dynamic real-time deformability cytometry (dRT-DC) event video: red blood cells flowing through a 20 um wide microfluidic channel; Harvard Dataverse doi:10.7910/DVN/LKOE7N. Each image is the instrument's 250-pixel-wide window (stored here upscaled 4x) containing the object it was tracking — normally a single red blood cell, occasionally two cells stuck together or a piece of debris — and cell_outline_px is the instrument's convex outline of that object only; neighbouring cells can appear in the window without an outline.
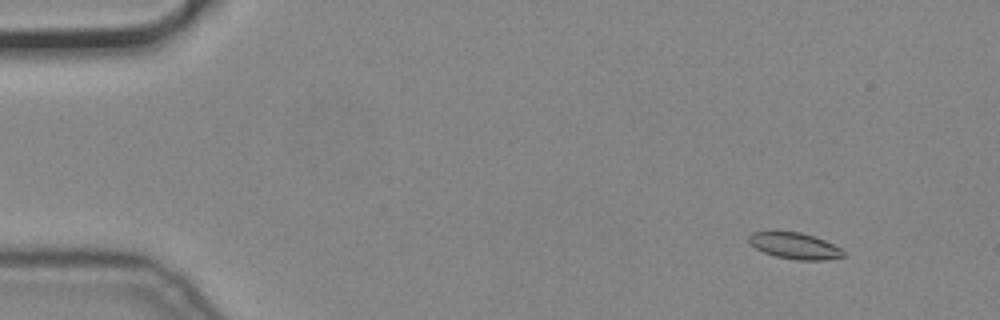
{"species": "common noctule bat (a hibernating species)", "species_latin": "Nyctalus noctula", "temperature_condition": "cold", "stored_images_in_passage": 57, "camera_frame_rate_fps": 3000, "um_per_image_px": 0.085, "animal": {"sex": "male", "body_mass_g": 19.2, "forearm_length_mm": 51.8}, "frame": {"image": 1, "passage_image": 6, "time_ms": 1.667, "image_size_px": [1000, 320], "cell_outline_px": [[844, 256], [824, 260], [796, 260], [776, 256], [764, 252], [756, 248], [748, 240], [748, 236], [752, 232], [800, 232], [824, 240], [840, 248], [844, 252]], "centroid_in_image_um": [67.55, 20.9], "position_along_channel_um": 17.5, "area_um2": 14.16}}
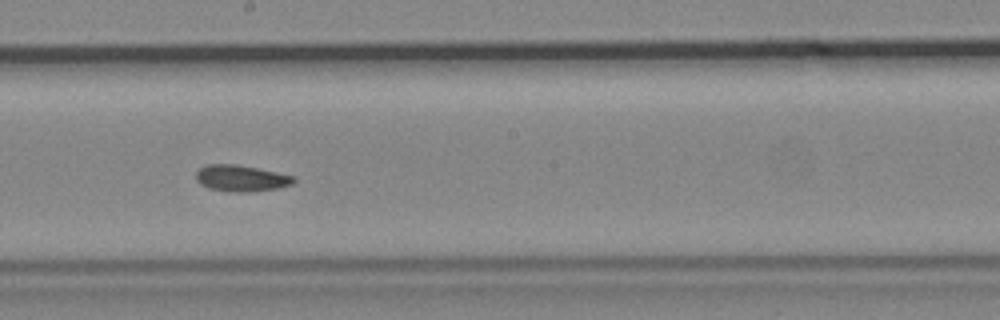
{"frame": {"image": 2, "passage_image": 32, "time_ms": 10.333, "image_size_px": [1000, 320], "cell_outline_px": [[296, 180], [292, 184], [276, 188], [256, 192], [232, 192], [208, 188], [200, 184], [196, 180], [196, 172], [200, 168], [208, 164], [236, 164], [296, 176]], "centroid_in_image_um": [20.5, 15.16], "position_along_channel_um": 227.7, "area_um2": 15.09}}
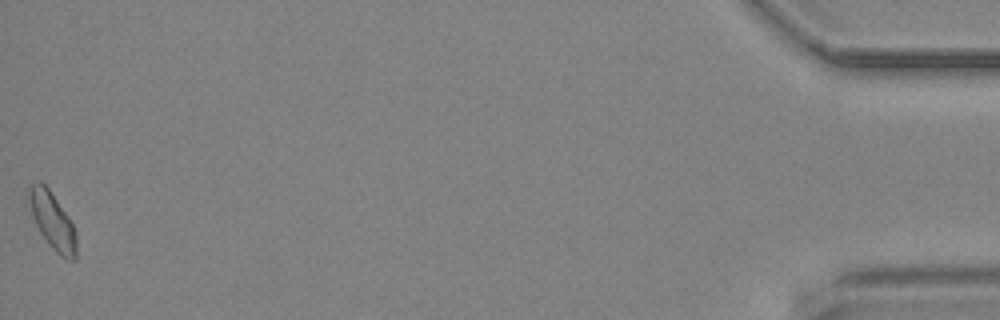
{"frame": {"image": 3, "passage_image": 57, "time_ms": 18.667, "image_size_px": [1000, 320], "cell_outline_px": [[76, 260], [68, 260], [60, 256], [48, 244], [40, 232], [32, 216], [28, 200], [28, 188], [36, 180], [40, 180], [48, 188], [68, 216], [76, 232]], "centroid_in_image_um": [4.45, 18.77], "position_along_channel_um": 430.8, "area_um2": 15.72}}